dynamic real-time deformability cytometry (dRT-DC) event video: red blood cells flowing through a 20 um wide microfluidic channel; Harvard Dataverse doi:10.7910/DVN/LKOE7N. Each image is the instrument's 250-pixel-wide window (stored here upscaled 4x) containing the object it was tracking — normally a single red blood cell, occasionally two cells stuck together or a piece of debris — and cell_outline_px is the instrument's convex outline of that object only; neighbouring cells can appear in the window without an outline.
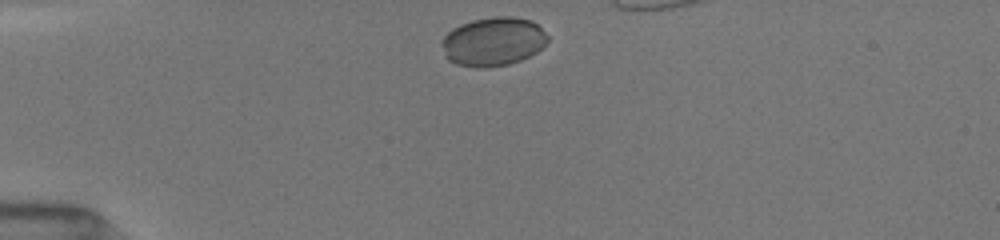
{"species": "common noctule bat (a hibernating species)", "species_latin": "Nyctalus noctula", "temperature_condition": "room temperature", "stored_images_in_passage": 34, "camera_frame_rate_fps": 3000, "um_per_image_px": 0.085, "animal": {"sex": "female", "body_mass_g": 19.5, "forearm_length_mm": 54.1}, "frame": {"image": 1, "passage_image": 2, "time_ms": 0.333, "image_size_px": [1000, 240], "cell_outline_px": [[548, 40], [536, 52], [520, 60], [508, 64], [484, 68], [472, 68], [456, 64], [448, 60], [444, 56], [444, 36], [452, 28], [460, 24], [476, 20], [496, 16], [508, 16], [532, 20], [548, 36]], "centroid_in_image_um": [41.91, 3.54], "position_along_channel_um": 43.1, "area_um2": 29.82}}
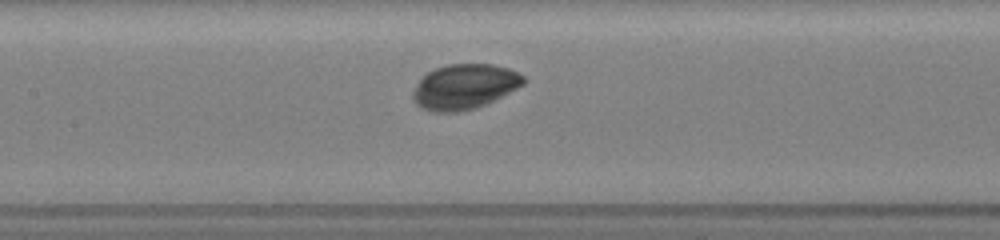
{"frame": {"image": 2, "passage_image": 14, "time_ms": 4.333, "image_size_px": [1000, 240], "cell_outline_px": [[524, 84], [476, 108], [456, 112], [432, 112], [416, 104], [412, 100], [412, 92], [416, 84], [428, 72], [436, 68], [448, 64], [492, 64], [508, 68], [524, 76]], "centroid_in_image_um": [39.44, 7.36], "position_along_channel_um": 168.0, "area_um2": 28.67}}
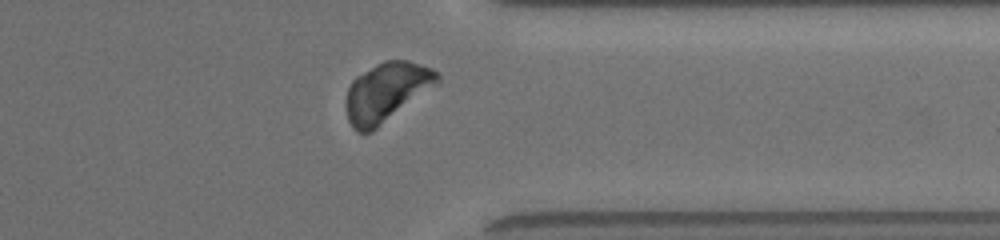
{"frame": {"image": 3, "passage_image": 30, "time_ms": 9.667, "image_size_px": [1000, 240], "cell_outline_px": [[440, 80], [372, 132], [356, 132], [352, 128], [348, 120], [344, 104], [348, 88], [352, 80], [356, 76], [376, 64], [384, 60], [408, 60], [432, 68], [440, 76]], "centroid_in_image_um": [32.78, 7.83], "position_along_channel_um": 378.6, "area_um2": 31.1}}